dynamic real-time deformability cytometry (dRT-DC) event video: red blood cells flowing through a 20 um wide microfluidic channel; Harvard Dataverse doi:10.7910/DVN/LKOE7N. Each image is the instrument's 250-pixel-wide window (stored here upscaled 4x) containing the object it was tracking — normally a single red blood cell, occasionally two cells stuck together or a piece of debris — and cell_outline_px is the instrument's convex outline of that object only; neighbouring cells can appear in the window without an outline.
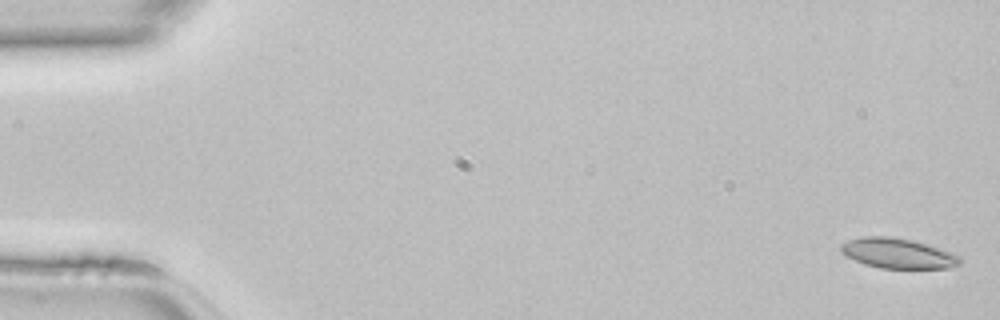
{"species": "common noctule bat (a hibernating species)", "species_latin": "Nyctalus noctula", "temperature_condition": "room temperature", "stored_images_in_passage": 19, "camera_frame_rate_fps": 3000, "um_per_image_px": 0.085, "animal": {"sex": "female", "body_mass_g": 22.7, "forearm_length_mm": 54.2}, "frame": {"image": 1, "passage_image": 1, "time_ms": 0.0, "image_size_px": [1000, 320], "cell_outline_px": [[960, 264], [948, 268], [880, 268], [864, 264], [840, 252], [840, 244], [848, 240], [864, 236], [892, 236], [912, 240], [928, 244], [952, 252], [960, 256]], "centroid_in_image_um": [76.32, 21.52], "position_along_channel_um": 8.7, "area_um2": 20.92}}
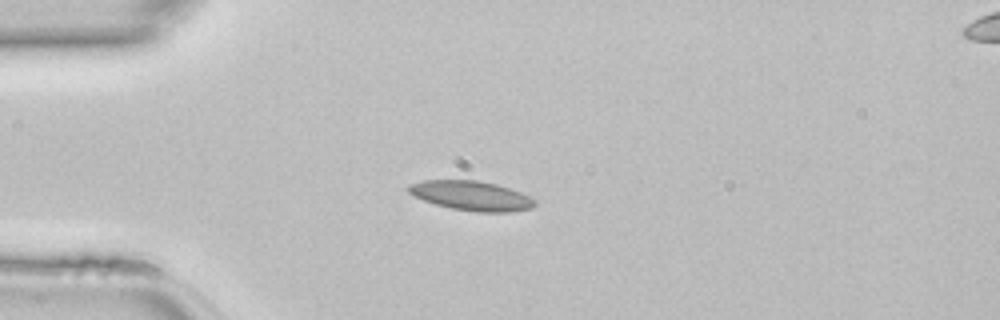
{"frame": {"image": 2, "passage_image": 12, "time_ms": 3.667, "image_size_px": [1000, 320], "cell_outline_px": [[536, 204], [532, 208], [512, 212], [476, 212], [452, 208], [436, 204], [424, 200], [408, 192], [408, 184], [424, 180], [476, 180], [496, 184], [520, 192], [536, 200]], "centroid_in_image_um": [40.08, 16.64], "position_along_channel_um": 44.9, "area_um2": 21.62}}